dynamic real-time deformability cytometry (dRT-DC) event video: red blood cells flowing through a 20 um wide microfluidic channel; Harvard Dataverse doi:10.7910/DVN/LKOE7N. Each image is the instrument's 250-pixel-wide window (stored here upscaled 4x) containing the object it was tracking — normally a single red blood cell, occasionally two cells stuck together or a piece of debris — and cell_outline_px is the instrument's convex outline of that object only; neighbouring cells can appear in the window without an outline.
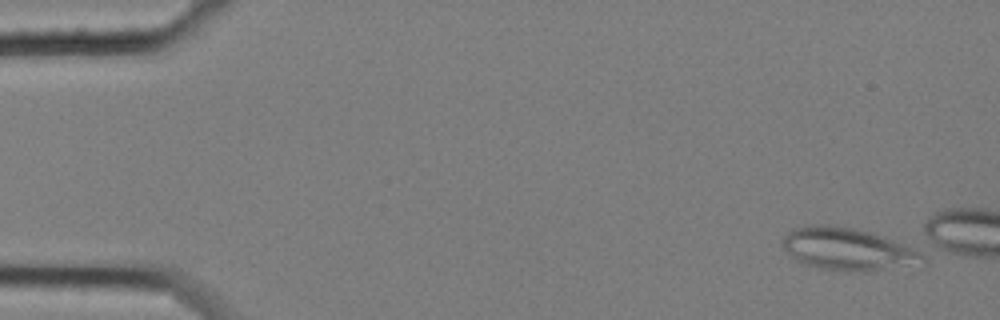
{"species": "common noctule bat (a hibernating species)", "species_latin": "Nyctalus noctula", "temperature_condition": "cold", "stored_images_in_passage": 1, "camera_frame_rate_fps": 3000, "um_per_image_px": 0.085, "animal": {"sex": "female", "body_mass_g": 25.1}, "frame": {"image": 1, "passage_image": 1, "time_ms": 0.0, "image_size_px": [1000, 320], "cell_outline_px": [[924, 260], [864, 272], [852, 272], [820, 268], [796, 260], [780, 244], [780, 240], [788, 232], [796, 228], [816, 224], [828, 224], [852, 228], [868, 232], [880, 236], [908, 248], [916, 252]], "centroid_in_image_um": [71.84, 21.15], "position_along_channel_um": 13.2, "area_um2": 32.95}}